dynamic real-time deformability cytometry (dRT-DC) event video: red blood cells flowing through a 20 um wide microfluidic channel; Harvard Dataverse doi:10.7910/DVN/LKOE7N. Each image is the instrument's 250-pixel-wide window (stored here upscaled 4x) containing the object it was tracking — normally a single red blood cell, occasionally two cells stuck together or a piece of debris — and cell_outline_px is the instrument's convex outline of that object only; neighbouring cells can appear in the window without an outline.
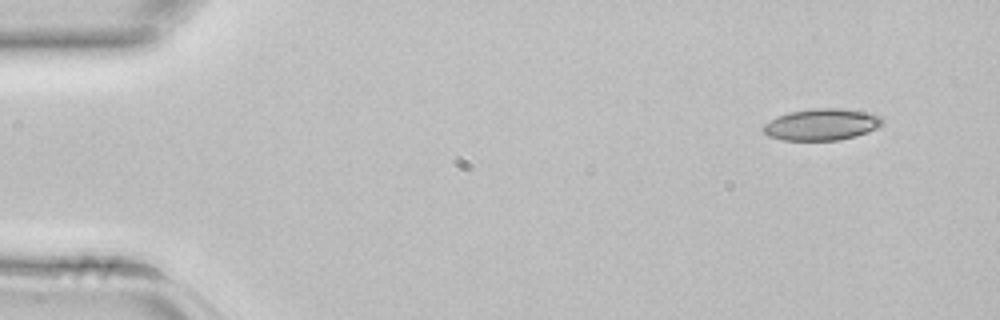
{"species": "common noctule bat (a hibernating species)", "species_latin": "Nyctalus noctula", "temperature_condition": "room temperature", "stored_images_in_passage": 3, "camera_frame_rate_fps": 3000, "um_per_image_px": 0.085, "animal": {"sex": "female", "body_mass_g": 22.7, "forearm_length_mm": 54.2}, "frame": {"image": 1, "passage_image": 1, "time_ms": 0.0, "image_size_px": [1000, 320], "cell_outline_px": [[884, 124], [868, 132], [856, 136], [840, 140], [780, 140], [768, 136], [764, 132], [764, 124], [776, 116], [788, 112], [812, 108], [840, 108], [864, 112], [880, 116], [884, 120]], "centroid_in_image_um": [69.83, 10.58], "position_along_channel_um": 15.2, "area_um2": 22.02}}
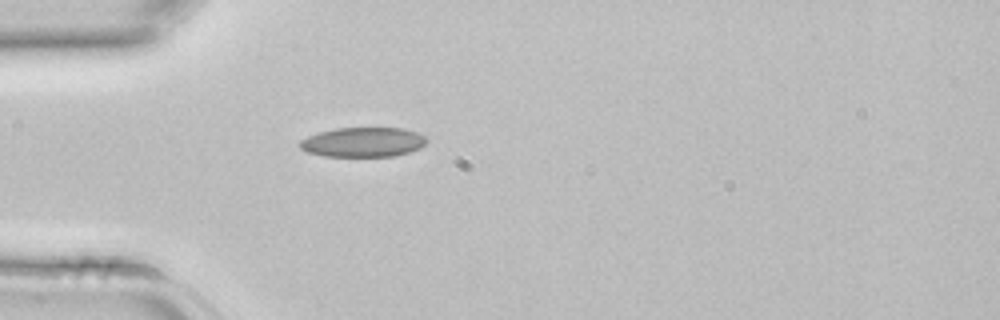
{"frame": {"image": 2, "passage_image": 3, "time_ms": 0.667, "image_size_px": [1000, 320], "cell_outline_px": [[428, 140], [420, 148], [396, 156], [324, 156], [308, 152], [300, 148], [296, 144], [300, 140], [308, 136], [320, 132], [336, 128], [404, 128], [416, 132], [424, 136]], "centroid_in_image_um": [30.84, 12.08], "position_along_channel_um": 54.2, "area_um2": 21.91}}